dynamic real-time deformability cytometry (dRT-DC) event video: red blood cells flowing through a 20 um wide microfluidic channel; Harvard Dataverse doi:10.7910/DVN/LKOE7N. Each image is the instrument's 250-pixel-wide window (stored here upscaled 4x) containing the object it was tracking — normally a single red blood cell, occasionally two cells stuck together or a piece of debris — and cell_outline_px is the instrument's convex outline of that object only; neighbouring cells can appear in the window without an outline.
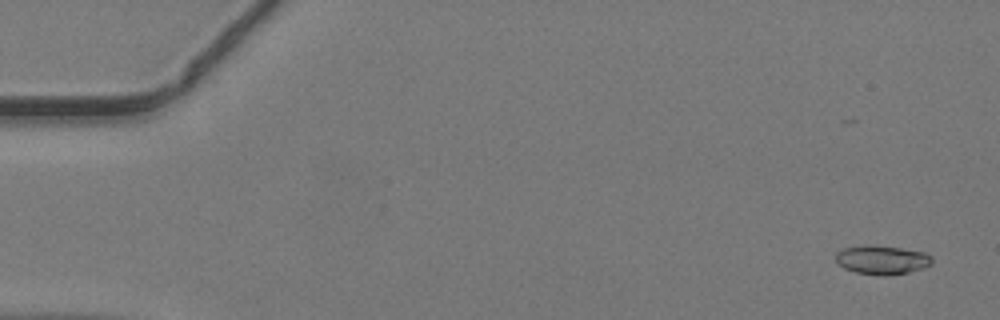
{"species": "common noctule bat (a hibernating species)", "species_latin": "Nyctalus noctula", "temperature_condition": "warm", "stored_images_in_passage": 49, "camera_frame_rate_fps": 3000, "um_per_image_px": 0.085, "animal": {"sex": "male", "body_mass_g": 19.2, "forearm_length_mm": 51.8}, "frame": {"image": 1, "passage_image": 3, "time_ms": 0.667, "image_size_px": [1000, 320], "cell_outline_px": [[932, 264], [924, 268], [908, 272], [888, 276], [884, 276], [856, 272], [844, 268], [836, 264], [836, 252], [844, 248], [900, 248], [924, 252], [932, 256]], "centroid_in_image_um": [75.01, 22.15], "position_along_channel_um": 10.0, "area_um2": 15.55}}
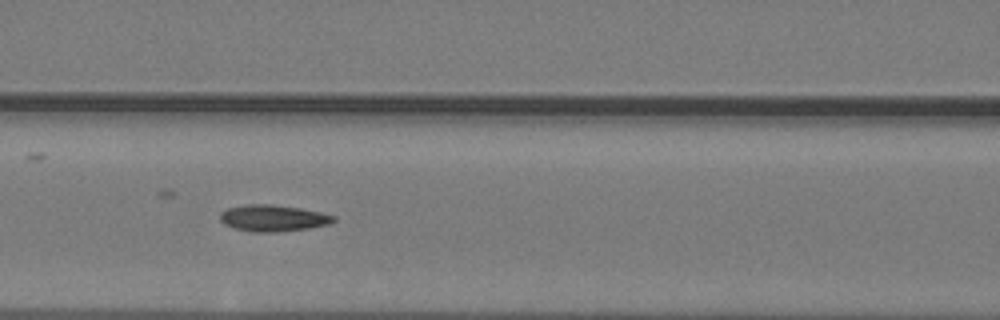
{"frame": {"image": 2, "passage_image": 22, "time_ms": 7.0, "image_size_px": [1000, 320], "cell_outline_px": [[336, 220], [328, 224], [308, 228], [276, 232], [256, 232], [236, 228], [224, 224], [220, 220], [220, 212], [228, 208], [244, 204], [272, 204], [300, 208], [320, 212], [336, 216]], "centroid_in_image_um": [23.21, 18.53], "position_along_channel_um": 143.4, "area_um2": 17.46}}
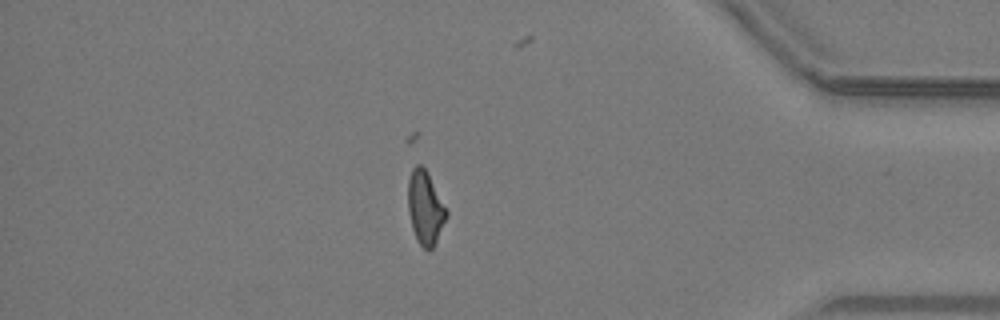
{"frame": {"image": 3, "passage_image": 42, "time_ms": 13.667, "image_size_px": [1000, 320], "cell_outline_px": [[448, 216], [432, 248], [428, 252], [416, 240], [412, 228], [408, 212], [408, 180], [412, 168], [416, 164], [420, 164], [428, 172], [448, 212]], "centroid_in_image_um": [36.13, 17.65], "position_along_channel_um": 399.1, "area_um2": 16.47}}